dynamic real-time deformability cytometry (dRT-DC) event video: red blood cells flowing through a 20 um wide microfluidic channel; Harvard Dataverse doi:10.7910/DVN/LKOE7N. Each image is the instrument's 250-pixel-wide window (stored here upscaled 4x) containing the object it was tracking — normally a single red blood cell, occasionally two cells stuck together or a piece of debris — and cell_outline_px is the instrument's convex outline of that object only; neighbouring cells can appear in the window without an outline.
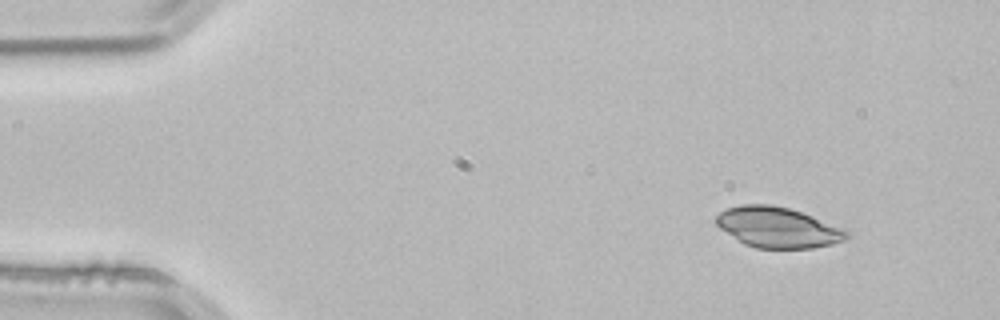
{"species": "common noctule bat (a hibernating species)", "species_latin": "Nyctalus noctula", "temperature_condition": "room temperature", "stored_images_in_passage": 48, "camera_frame_rate_fps": 3000, "um_per_image_px": 0.085, "animal": {"sex": "male", "body_mass_g": 21.5, "forearm_length_mm": 52.0}, "frame": {"image": 1, "passage_image": 1, "time_ms": 0.0, "image_size_px": [1000, 320], "cell_outline_px": [[848, 236], [844, 240], [832, 244], [812, 248], [756, 248], [744, 244], [720, 228], [716, 224], [716, 216], [720, 212], [728, 208], [744, 204], [772, 204], [788, 208], [812, 216], [840, 228], [848, 232]], "centroid_in_image_um": [66.07, 19.33], "position_along_channel_um": 18.9, "area_um2": 30.35}}
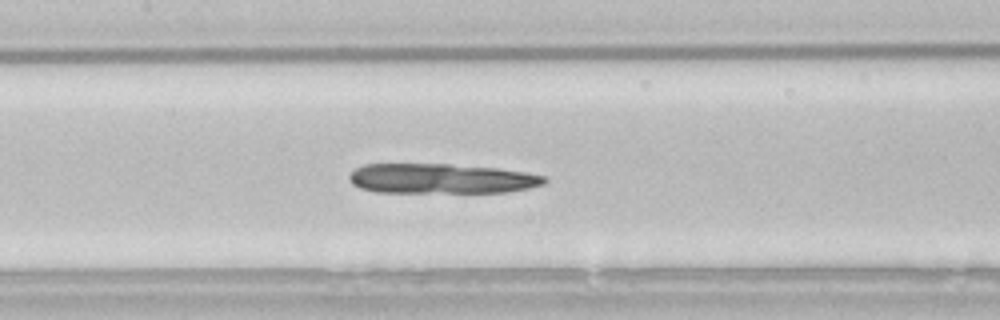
{"frame": {"image": 2, "passage_image": 20, "time_ms": 6.333, "image_size_px": [1000, 320], "cell_outline_px": [[548, 180], [544, 184], [528, 188], [504, 192], [376, 192], [360, 188], [352, 184], [348, 176], [356, 168], [364, 164], [448, 164], [496, 168], [528, 172], [548, 176]], "centroid_in_image_um": [37.53, 15.18], "position_along_channel_um": 169.9, "area_um2": 34.1}}